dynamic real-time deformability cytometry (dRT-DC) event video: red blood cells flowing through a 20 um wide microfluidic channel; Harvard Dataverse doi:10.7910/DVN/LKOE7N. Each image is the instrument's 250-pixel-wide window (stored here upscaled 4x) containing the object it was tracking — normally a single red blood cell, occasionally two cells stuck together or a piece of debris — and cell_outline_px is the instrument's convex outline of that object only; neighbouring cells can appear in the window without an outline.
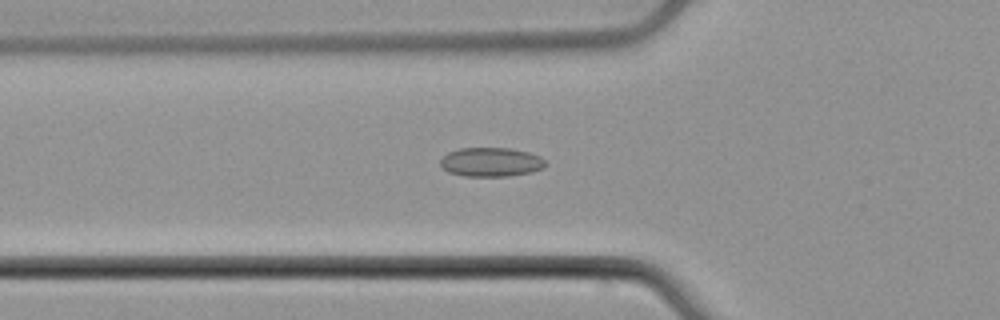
{"species": "common noctule bat (a hibernating species)", "species_latin": "Nyctalus noctula", "temperature_condition": "cold", "stored_images_in_passage": 43, "camera_frame_rate_fps": 3000, "um_per_image_px": 0.085, "animal": {"sex": "male", "body_mass_g": 21.5, "forearm_length_mm": 52.0}, "frame": {"image": 1, "passage_image": 8, "time_ms": 2.333, "image_size_px": [1000, 320], "cell_outline_px": [[548, 164], [532, 172], [508, 176], [464, 176], [448, 172], [440, 168], [440, 160], [448, 152], [460, 148], [512, 148], [528, 152], [540, 156]], "centroid_in_image_um": [41.71, 13.77], "position_along_channel_um": 84.1, "area_um2": 17.92}}
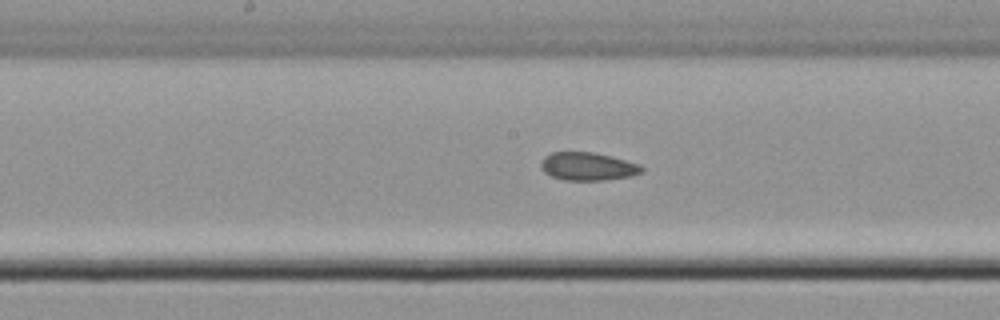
{"frame": {"image": 2, "passage_image": 17, "time_ms": 5.333, "image_size_px": [1000, 320], "cell_outline_px": [[644, 168], [640, 172], [632, 176], [608, 180], [564, 180], [552, 176], [544, 172], [540, 164], [544, 156], [552, 152], [592, 152], [640, 164]], "centroid_in_image_um": [49.95, 14.15], "position_along_channel_um": 198.3, "area_um2": 16.36}}
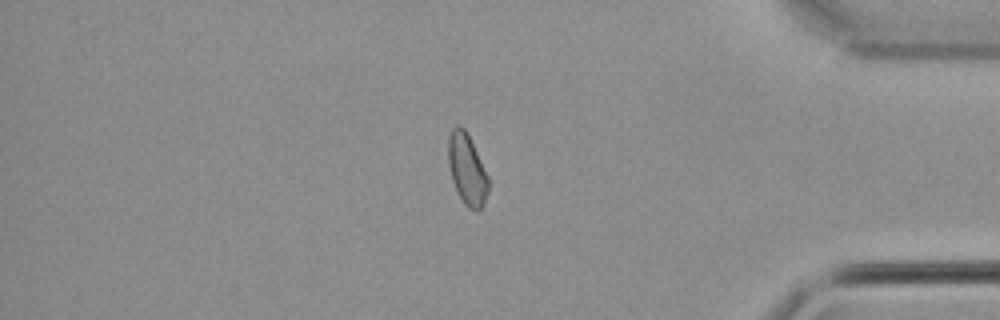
{"frame": {"image": 3, "passage_image": 35, "time_ms": 11.333, "image_size_px": [1000, 320], "cell_outline_px": [[488, 192], [484, 204], [480, 208], [468, 208], [464, 204], [452, 180], [448, 164], [448, 136], [452, 128], [456, 124], [464, 128], [488, 176]], "centroid_in_image_um": [39.67, 14.37], "position_along_channel_um": 395.5, "area_um2": 16.18}, "authors_computed_cell_mechanics": {"area_um2": 16.762, "velocity_mm_per_s": 3.7932, "shape_relaxation_time_tau1_ms": null, "shape_relaxation_time_tau2_ms": 8.6574, "deformation_change_tau1": null, "deformation_change_tau2": 0.1496}}